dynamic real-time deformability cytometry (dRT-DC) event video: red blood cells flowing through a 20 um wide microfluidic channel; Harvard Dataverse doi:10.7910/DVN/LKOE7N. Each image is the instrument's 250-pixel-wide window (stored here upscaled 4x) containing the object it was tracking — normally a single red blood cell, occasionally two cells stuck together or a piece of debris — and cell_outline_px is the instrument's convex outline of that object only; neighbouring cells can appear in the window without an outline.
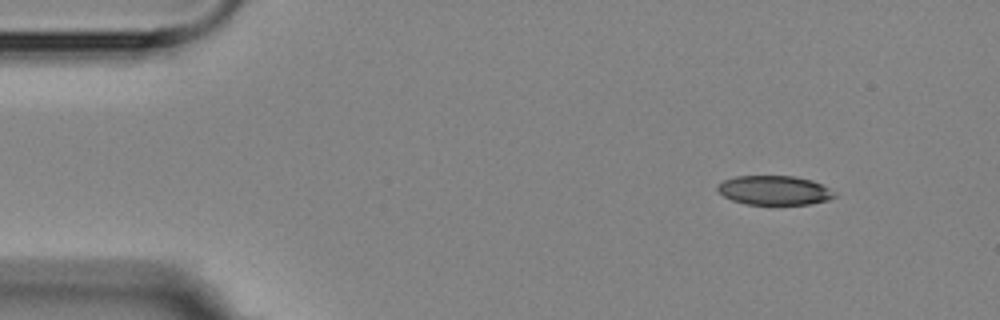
{"species": "Egyptian fruit bat (a non-hibernating species)", "species_latin": "Rousettus aegyptiacus", "temperature_condition": "room temperature", "stored_images_in_passage": 14, "camera_frame_rate_fps": 3000, "um_per_image_px": 0.085, "animal": {"sex": "female"}, "frame": {"image": 1, "passage_image": 1, "time_ms": 0.0, "image_size_px": [1000, 320], "cell_outline_px": [[836, 196], [828, 200], [808, 204], [744, 204], [732, 200], [724, 196], [716, 188], [724, 180], [736, 176], [796, 176], [812, 180], [836, 192]], "centroid_in_image_um": [65.83, 16.17], "position_along_channel_um": 19.2, "area_um2": 19.83}}
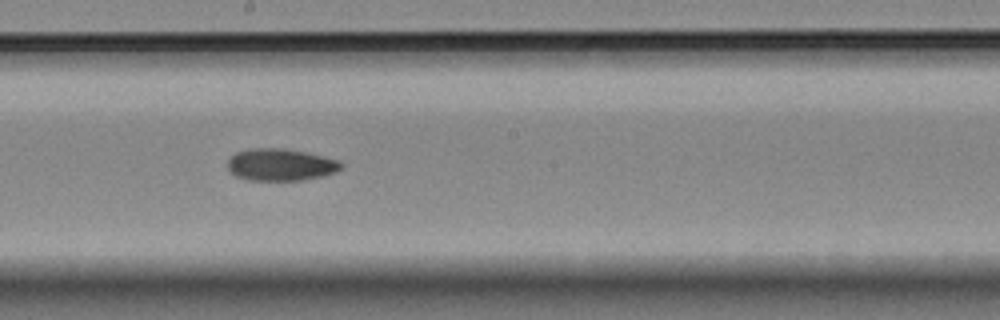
{"frame": {"image": 2, "passage_image": 8, "time_ms": 8.0, "image_size_px": [1000, 320], "cell_outline_px": [[344, 168], [336, 172], [304, 180], [248, 180], [236, 176], [228, 168], [228, 160], [236, 152], [248, 148], [280, 148], [304, 152], [340, 160], [344, 164]], "centroid_in_image_um": [23.88, 14.0], "position_along_channel_um": 224.3, "area_um2": 21.21}}
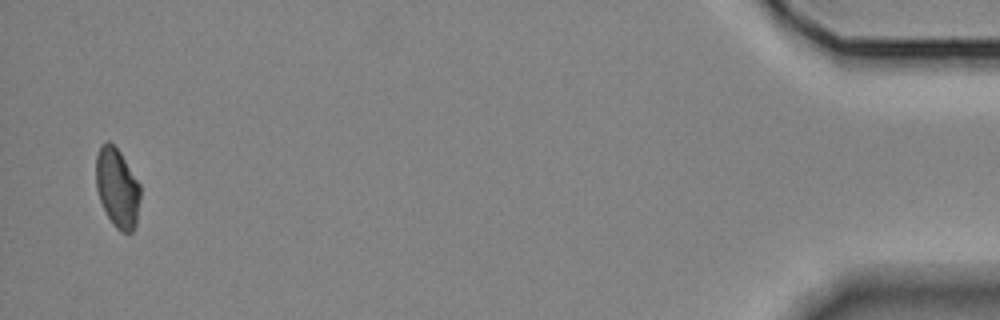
{"frame": {"image": 3, "passage_image": 14, "time_ms": 16.0, "image_size_px": [1000, 320], "cell_outline_px": [[140, 196], [136, 224], [132, 232], [120, 232], [112, 224], [100, 200], [96, 188], [96, 156], [100, 144], [108, 140], [120, 152], [140, 184]], "centroid_in_image_um": [9.96, 15.96], "position_along_channel_um": 425.2, "area_um2": 20.46}, "authors_computed_cell_mechanics": {"area_um2": 21.2126, "velocity_mm_per_s": 3.5864, "shape_relaxation_time_tau1_ms": null, "shape_relaxation_time_tau2_ms": 4.6803, "deformation_change_tau1": null, "deformation_change_tau2": 0.0751}}